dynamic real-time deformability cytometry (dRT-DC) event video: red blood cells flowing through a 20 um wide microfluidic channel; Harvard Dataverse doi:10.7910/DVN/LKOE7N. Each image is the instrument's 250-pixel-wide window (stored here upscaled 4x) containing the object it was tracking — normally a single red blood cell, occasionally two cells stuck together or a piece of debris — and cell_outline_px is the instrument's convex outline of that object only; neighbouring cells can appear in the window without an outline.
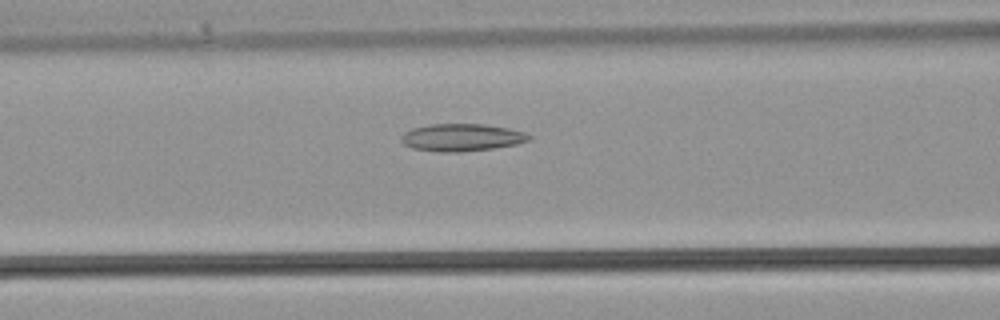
{"species": "common noctule bat (a hibernating species)", "species_latin": "Nyctalus noctula", "temperature_condition": "warm", "stored_images_in_passage": 32, "camera_frame_rate_fps": 3000, "um_per_image_px": 0.085, "animal": {"sex": "male", "body_mass_g": 21.5, "forearm_length_mm": 52.0}, "frame": {"image": 1, "passage_image": 13, "time_ms": 4.0, "image_size_px": [1000, 320], "cell_outline_px": [[532, 136], [528, 140], [516, 144], [492, 148], [460, 152], [440, 152], [412, 148], [404, 144], [400, 140], [400, 136], [404, 132], [412, 128], [432, 124], [484, 124], [508, 128], [524, 132]], "centroid_in_image_um": [39.21, 11.68], "position_along_channel_um": 127.4, "area_um2": 20.35}}
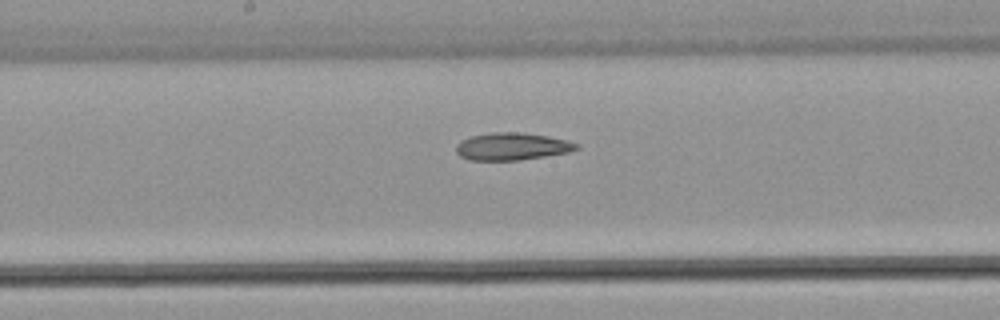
{"frame": {"image": 2, "passage_image": 17, "time_ms": 5.333, "image_size_px": [1000, 320], "cell_outline_px": [[580, 148], [568, 152], [520, 160], [468, 160], [460, 156], [456, 152], [456, 144], [460, 140], [472, 136], [492, 132], [524, 132], [548, 136], [568, 140], [580, 144]], "centroid_in_image_um": [43.52, 12.44], "position_along_channel_um": 204.7, "area_um2": 19.36}}
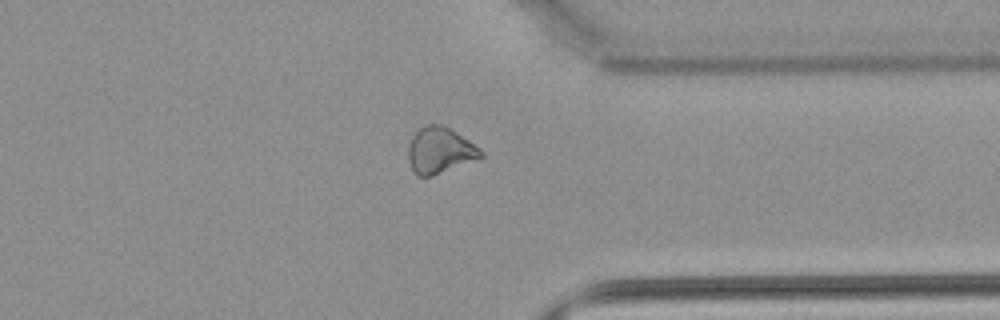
{"frame": {"image": 3, "passage_image": 26, "time_ms": 8.333, "image_size_px": [1000, 320], "cell_outline_px": [[484, 156], [432, 176], [420, 176], [412, 168], [408, 160], [408, 144], [412, 136], [420, 128], [428, 124], [440, 124], [456, 132], [480, 148], [484, 152]], "centroid_in_image_um": [37.38, 12.77], "position_along_channel_um": 374.0, "area_um2": 19.19}}